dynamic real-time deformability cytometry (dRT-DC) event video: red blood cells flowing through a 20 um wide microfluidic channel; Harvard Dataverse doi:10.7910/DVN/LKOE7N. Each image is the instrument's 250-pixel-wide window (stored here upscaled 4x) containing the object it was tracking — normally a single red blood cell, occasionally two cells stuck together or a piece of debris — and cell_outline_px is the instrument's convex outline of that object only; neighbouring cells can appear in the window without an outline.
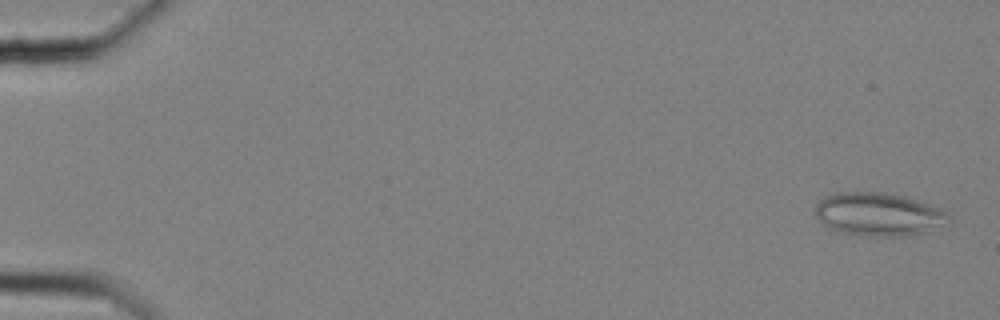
{"species": "common noctule bat (a hibernating species)", "species_latin": "Nyctalus noctula", "temperature_condition": "cold", "stored_images_in_passage": 59, "camera_frame_rate_fps": 3000, "um_per_image_px": 0.085, "animal": {"sex": "female", "body_mass_g": 25.1}, "frame": {"image": 1, "passage_image": 2, "time_ms": 0.333, "image_size_px": [1000, 320], "cell_outline_px": [[948, 216], [924, 232], [908, 236], [872, 236], [844, 232], [828, 228], [816, 216], [816, 204], [824, 196], [836, 192], [884, 192], [904, 196], [940, 208]], "centroid_in_image_um": [74.55, 18.19], "position_along_channel_um": 10.4, "area_um2": 32.66}}
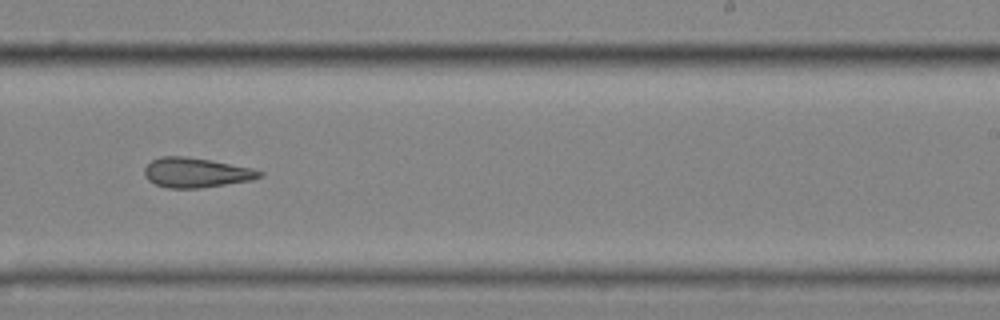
{"frame": {"image": 2, "passage_image": 38, "time_ms": 12.333, "image_size_px": [1000, 320], "cell_outline_px": [[264, 176], [252, 180], [200, 188], [168, 188], [156, 184], [148, 180], [144, 176], [144, 168], [152, 160], [160, 156], [184, 156], [212, 160], [252, 168], [264, 172]], "centroid_in_image_um": [16.68, 14.67], "position_along_channel_um": 272.3, "area_um2": 20.06}}
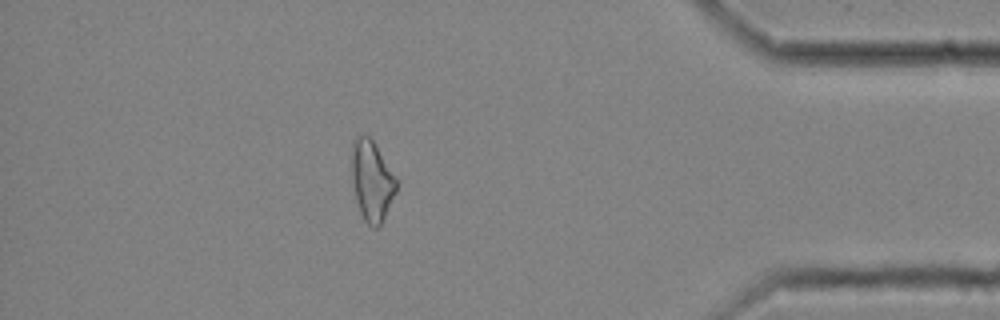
{"frame": {"image": 3, "passage_image": 52, "time_ms": 17.0, "image_size_px": [1000, 320], "cell_outline_px": [[400, 180], [396, 192], [380, 224], [376, 228], [372, 228], [364, 220], [360, 212], [356, 200], [352, 180], [352, 140], [356, 136], [368, 136], [372, 140]], "centroid_in_image_um": [31.63, 15.35], "position_along_channel_um": 403.6, "area_um2": 21.04}, "authors_computed_cell_mechanics": {"area_um2": 22.0218, "velocity_mm_per_s": 3.5153, "shape_relaxation_time_tau1_ms": null, "shape_relaxation_time_tau2_ms": 4.9805, "deformation_change_tau1": null, "deformation_change_tau2": 0.1574}}